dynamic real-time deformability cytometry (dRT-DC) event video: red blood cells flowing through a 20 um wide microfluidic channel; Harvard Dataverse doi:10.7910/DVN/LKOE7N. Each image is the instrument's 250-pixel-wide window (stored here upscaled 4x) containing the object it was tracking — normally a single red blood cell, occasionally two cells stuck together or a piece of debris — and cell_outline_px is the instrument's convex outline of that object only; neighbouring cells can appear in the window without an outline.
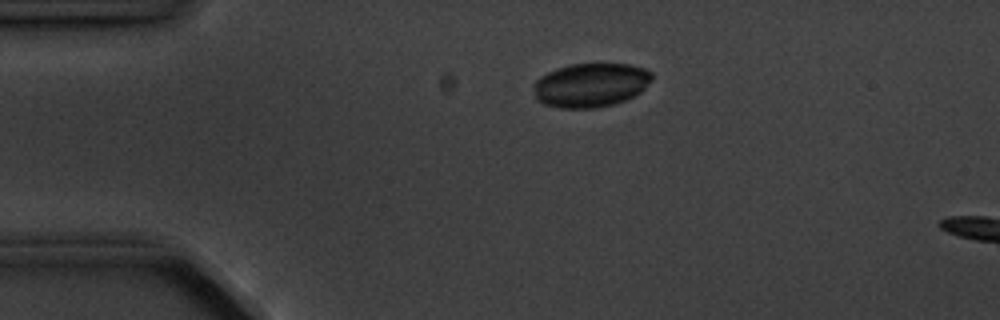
{"species": "common noctule bat (a hibernating species)", "species_latin": "Nyctalus noctula", "temperature_condition": "cold", "stored_images_in_passage": 3, "segment_of_instrument_passage": [1, 2], "camera_frame_rate_fps": 3000, "um_per_image_px": 0.085, "animal": {"sex": "male", "body_mass_g": 20.1, "forearm_length_mm": 53.5}, "frame": {"image": 1, "passage_image": 1, "time_ms": 0.0, "image_size_px": [1000, 320], "cell_outline_px": [[652, 80], [640, 92], [624, 100], [612, 104], [596, 108], [560, 108], [544, 104], [536, 100], [536, 80], [540, 76], [556, 68], [572, 64], [632, 64], [644, 68], [652, 72]], "centroid_in_image_um": [50.23, 7.22], "position_along_channel_um": 34.8, "area_um2": 30.17}}